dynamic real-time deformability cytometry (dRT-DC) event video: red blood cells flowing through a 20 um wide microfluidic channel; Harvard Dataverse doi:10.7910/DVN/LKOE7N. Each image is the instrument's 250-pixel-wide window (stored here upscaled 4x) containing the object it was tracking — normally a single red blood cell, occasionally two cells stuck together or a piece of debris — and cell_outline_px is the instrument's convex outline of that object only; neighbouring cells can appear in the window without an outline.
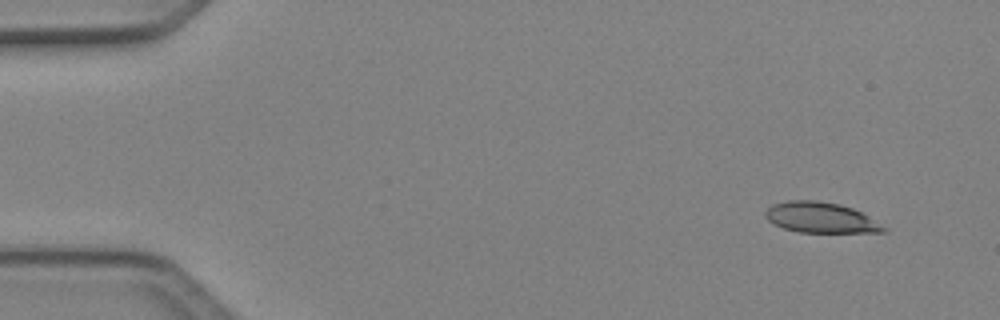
{"species": "Egyptian fruit bat (a non-hibernating species)", "species_latin": "Rousettus aegyptiacus", "temperature_condition": "cold", "stored_images_in_passage": 4, "camera_frame_rate_fps": 3000, "um_per_image_px": 0.085, "animal": {"sex": "female"}, "frame": {"image": 1, "passage_image": 1, "time_ms": 0.0, "image_size_px": [1000, 320], "cell_outline_px": [[888, 232], [800, 232], [784, 228], [768, 220], [764, 216], [764, 212], [772, 204], [788, 200], [812, 200], [840, 204], [852, 208], [868, 216], [888, 228]], "centroid_in_image_um": [69.76, 18.49], "position_along_channel_um": 15.2, "area_um2": 20.92}}
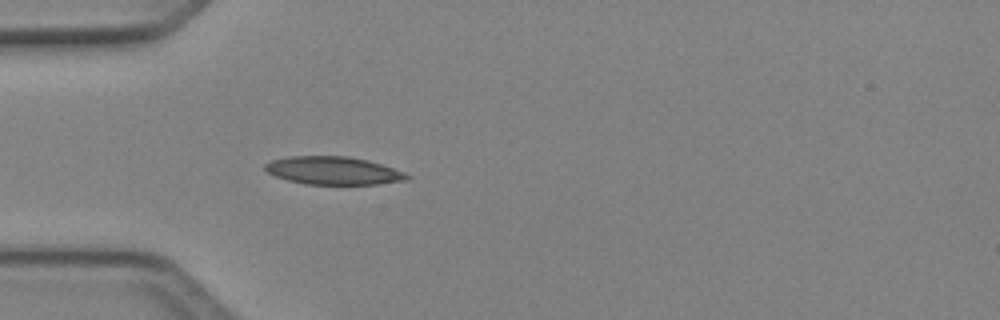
{"frame": {"image": 2, "passage_image": 4, "time_ms": 1.0, "image_size_px": [1000, 320], "cell_outline_px": [[412, 176], [408, 180], [376, 184], [304, 184], [288, 180], [276, 176], [268, 172], [264, 168], [264, 164], [272, 160], [288, 156], [348, 156], [368, 160], [404, 172]], "centroid_in_image_um": [28.33, 14.5], "position_along_channel_um": 56.7, "area_um2": 23.06}}